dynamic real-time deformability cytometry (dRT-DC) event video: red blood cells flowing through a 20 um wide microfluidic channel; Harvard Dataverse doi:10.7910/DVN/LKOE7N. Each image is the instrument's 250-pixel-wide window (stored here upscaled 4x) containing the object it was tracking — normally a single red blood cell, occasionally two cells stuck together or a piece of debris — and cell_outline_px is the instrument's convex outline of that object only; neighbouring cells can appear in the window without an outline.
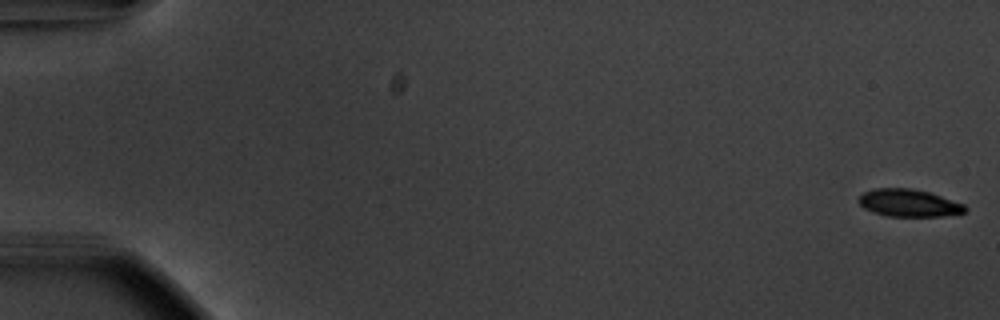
{"species": "common noctule bat (a hibernating species)", "species_latin": "Nyctalus noctula", "temperature_condition": "warm", "stored_images_in_passage": 56, "camera_frame_rate_fps": 3000, "um_per_image_px": 0.085, "animal": {"sex": "male", "body_mass_g": 20.1, "forearm_length_mm": 53.5}, "frame": {"image": 1, "passage_image": 1, "time_ms": 0.0, "image_size_px": [1000, 320], "cell_outline_px": [[968, 208], [964, 212], [944, 216], [888, 216], [864, 208], [860, 204], [860, 196], [864, 192], [876, 188], [912, 188], [928, 192], [964, 204]], "centroid_in_image_um": [77.27, 17.25], "position_along_channel_um": 7.7, "area_um2": 16.7}}
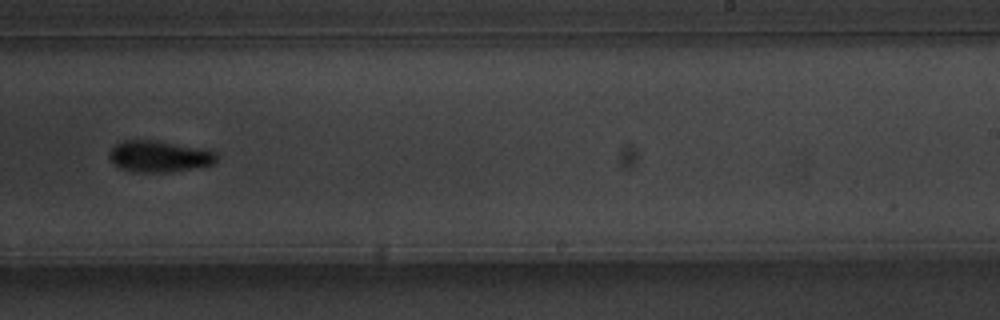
{"frame": {"image": 2, "passage_image": 36, "time_ms": 11.667, "image_size_px": [1000, 320], "cell_outline_px": [[220, 156], [212, 164], [172, 172], [132, 172], [120, 168], [112, 164], [108, 156], [108, 152], [116, 144], [124, 140], [156, 140], [200, 148], [216, 152]], "centroid_in_image_um": [13.49, 13.29], "position_along_channel_um": 275.5, "area_um2": 19.77}}
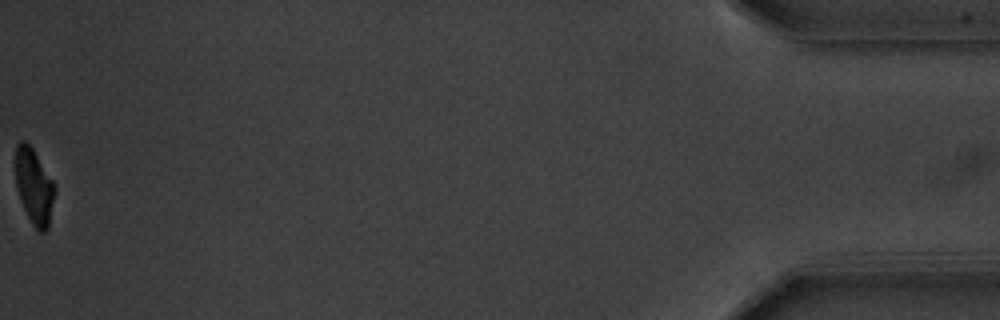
{"frame": {"image": 3, "passage_image": 56, "time_ms": 18.333, "image_size_px": [1000, 320], "cell_outline_px": [[56, 188], [48, 228], [44, 232], [40, 232], [32, 224], [24, 208], [16, 184], [16, 144], [20, 140], [24, 140], [32, 148], [52, 180]], "centroid_in_image_um": [2.91, 15.85], "position_along_channel_um": 432.3, "area_um2": 16.88}, "authors_computed_cell_mechanics": {"area_um2": 19.1318, "velocity_mm_per_s": 3.721, "shape_relaxation_time_tau1_ms": 3.1172, "shape_relaxation_time_tau2_ms": null, "deformation_change_tau1": 0.1435, "deformation_change_tau2": null}}